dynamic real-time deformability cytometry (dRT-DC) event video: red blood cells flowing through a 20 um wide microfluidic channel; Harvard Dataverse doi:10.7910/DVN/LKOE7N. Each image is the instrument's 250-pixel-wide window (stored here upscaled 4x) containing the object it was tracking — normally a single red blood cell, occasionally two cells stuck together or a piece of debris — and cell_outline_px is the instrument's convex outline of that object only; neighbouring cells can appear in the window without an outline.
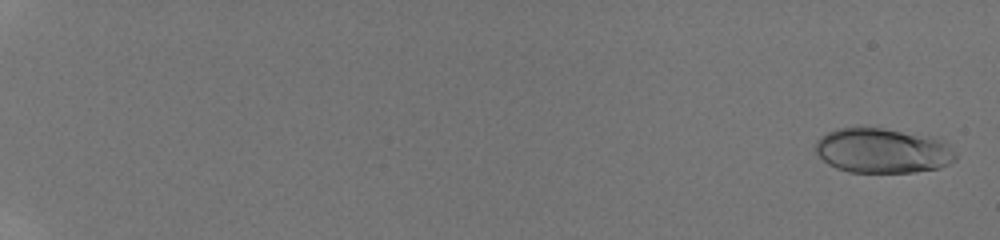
{"species": "human", "species_latin": "Homo sapiens", "temperature_condition": "room temperature", "stored_images_in_passage": 67, "camera_frame_rate_fps": 3000, "um_per_image_px": 0.085, "donor": {"sex": "male"}, "frame": {"image": 1, "passage_image": 2, "time_ms": 0.333, "image_size_px": [1000, 240], "cell_outline_px": [[956, 160], [940, 168], [916, 172], [848, 172], [836, 168], [828, 164], [816, 152], [816, 140], [820, 136], [836, 128], [884, 128], [936, 136], [944, 140], [956, 152]], "centroid_in_image_um": [75.08, 12.8], "position_along_channel_um": 9.9, "area_um2": 37.11}}
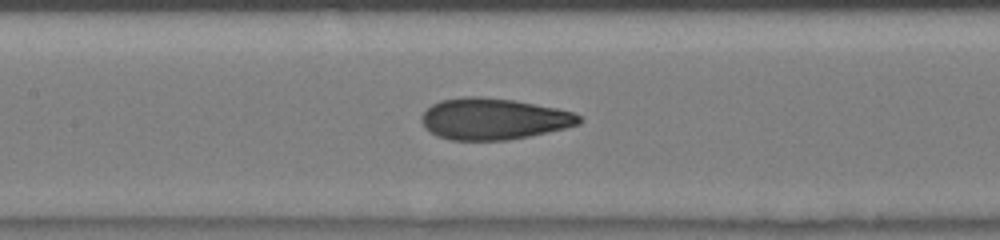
{"frame": {"image": 2, "passage_image": 29, "time_ms": 9.667, "image_size_px": [1000, 240], "cell_outline_px": [[584, 120], [580, 124], [548, 132], [508, 140], [452, 140], [436, 136], [424, 128], [420, 120], [420, 116], [432, 104], [440, 100], [464, 96], [480, 96], [516, 100], [556, 108], [572, 112], [580, 116]], "centroid_in_image_um": [41.92, 10.1], "position_along_channel_um": 165.5, "area_um2": 38.26}}
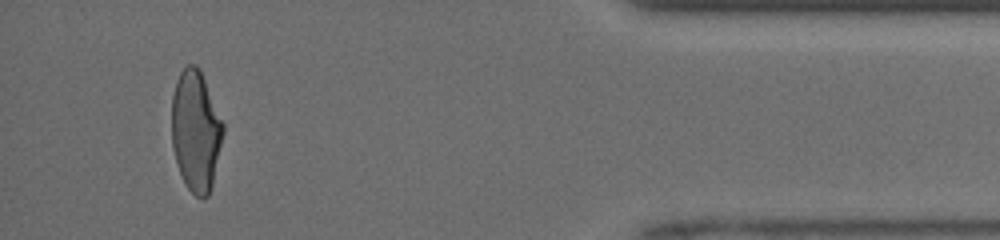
{"frame": {"image": 3, "passage_image": 62, "time_ms": 16.667, "image_size_px": [1000, 240], "cell_outline_px": [[224, 132], [212, 184], [208, 196], [196, 196], [188, 188], [180, 172], [172, 148], [172, 96], [176, 80], [180, 72], [188, 64], [196, 64], [200, 68], [224, 124]], "centroid_in_image_um": [16.64, 11.07], "position_along_channel_um": 418.6, "area_um2": 36.01}, "authors_computed_cell_mechanics": {"area_um2": 36.703, "velocity_mm_per_s": 4.2164, "shape_relaxation_time_tau1_ms": 3.8152, "shape_relaxation_time_tau2_ms": 0.958, "deformation_change_tau1": 0.177, "deformation_change_tau2": 0.0688}}